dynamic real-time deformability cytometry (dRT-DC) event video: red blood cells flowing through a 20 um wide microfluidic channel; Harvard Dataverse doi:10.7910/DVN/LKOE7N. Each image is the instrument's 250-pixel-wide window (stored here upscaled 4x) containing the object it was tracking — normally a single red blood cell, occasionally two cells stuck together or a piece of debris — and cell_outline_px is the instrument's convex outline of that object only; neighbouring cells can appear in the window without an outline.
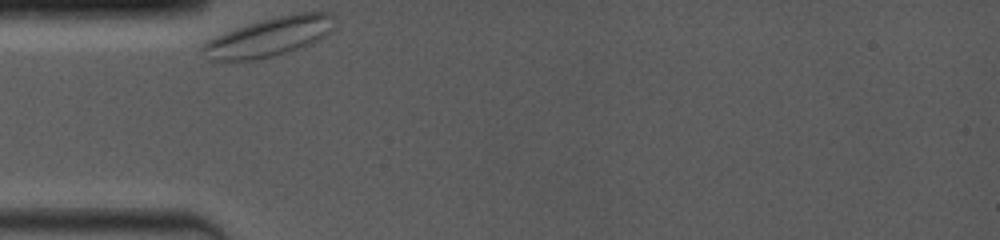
{"species": "common noctule bat (a hibernating species)", "species_latin": "Nyctalus noctula", "temperature_condition": "room temperature", "stored_images_in_passage": 22, "camera_frame_rate_fps": 4000, "um_per_image_px": 0.085, "animal": {"sex": "female", "body_mass_g": 19.0, "forearm_length_mm": 53.3}, "frame": {"image": 1, "passage_image": 1, "time_ms": 0.0, "image_size_px": [1000, 240], "cell_outline_px": [[336, 16], [328, 32], [324, 36], [312, 44], [272, 56], [252, 60], [212, 60], [200, 52], [200, 48], [208, 40], [224, 32], [260, 20], [276, 16], [296, 12], [332, 12]], "centroid_in_image_um": [22.89, 3.11], "position_along_channel_um": 62.1, "area_um2": 29.77}}
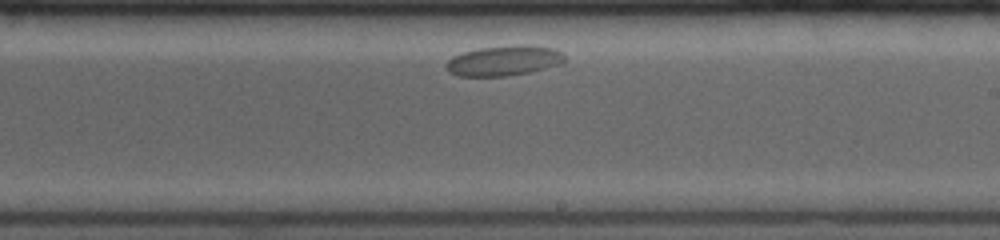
{"frame": {"image": 2, "passage_image": 13, "time_ms": 5.75, "image_size_px": [1000, 240], "cell_outline_px": [[564, 60], [560, 64], [528, 72], [508, 76], [456, 76], [448, 72], [444, 68], [444, 64], [452, 56], [464, 52], [480, 48], [516, 44], [524, 44], [556, 48], [564, 52]], "centroid_in_image_um": [42.81, 5.15], "position_along_channel_um": 246.2, "area_um2": 21.1}}
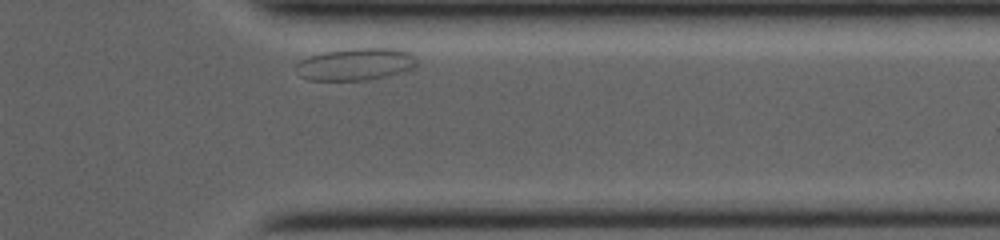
{"frame": {"image": 3, "passage_image": 22, "time_ms": 9.75, "image_size_px": [1000, 240], "cell_outline_px": [[416, 68], [384, 76], [364, 80], [308, 80], [300, 76], [296, 64], [300, 60], [308, 56], [324, 52], [348, 48], [400, 48], [408, 52], [416, 60]], "centroid_in_image_um": [30.22, 5.44], "position_along_channel_um": 381.2, "area_um2": 22.6}}